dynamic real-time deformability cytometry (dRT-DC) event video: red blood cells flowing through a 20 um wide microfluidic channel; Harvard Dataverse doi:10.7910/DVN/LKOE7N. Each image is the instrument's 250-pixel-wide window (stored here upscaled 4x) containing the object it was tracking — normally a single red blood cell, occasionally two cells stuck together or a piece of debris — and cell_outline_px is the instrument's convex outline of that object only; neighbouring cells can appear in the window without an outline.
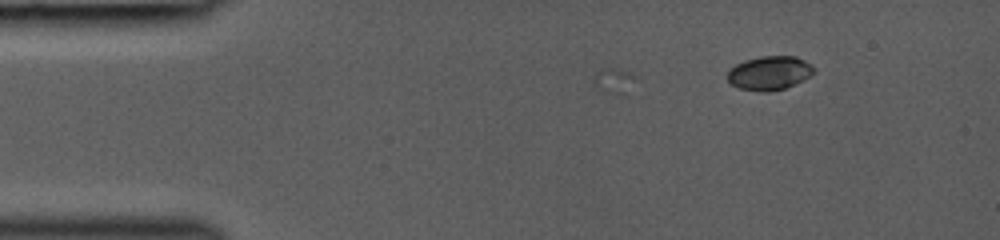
{"species": "common noctule bat (a hibernating species)", "species_latin": "Nyctalus noctula", "temperature_condition": "room temperature", "stored_images_in_passage": 10, "camera_frame_rate_fps": 3000, "um_per_image_px": 0.085, "animal": {"sex": "female", "body_mass_g": 19.0, "forearm_length_mm": 53.3}, "frame": {"image": 1, "passage_image": 10, "time_ms": 3.0, "image_size_px": [1000, 240], "cell_outline_px": [[816, 72], [804, 80], [784, 88], [768, 92], [760, 92], [740, 88], [732, 84], [728, 80], [728, 68], [744, 60], [760, 56], [796, 56], [804, 60]], "centroid_in_image_um": [65.38, 6.2], "position_along_channel_um": 19.6, "area_um2": 17.05}}